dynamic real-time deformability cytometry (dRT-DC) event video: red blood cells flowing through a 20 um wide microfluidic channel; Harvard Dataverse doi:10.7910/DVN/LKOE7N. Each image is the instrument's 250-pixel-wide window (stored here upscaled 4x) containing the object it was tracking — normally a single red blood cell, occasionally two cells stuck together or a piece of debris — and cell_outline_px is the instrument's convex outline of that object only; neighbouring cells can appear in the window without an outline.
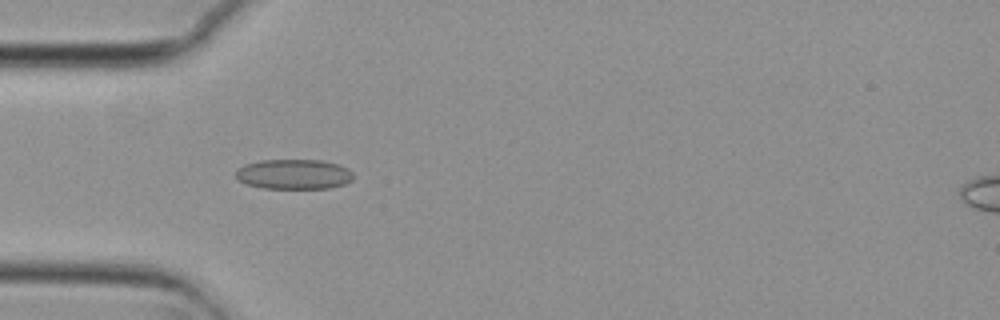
{"species": "common noctule bat (a hibernating species)", "species_latin": "Nyctalus noctula", "temperature_condition": "cold", "stored_images_in_passage": 44, "camera_frame_rate_fps": 3000, "um_per_image_px": 0.085, "animal": {"sex": "female", "body_mass_g": 29.2, "forearm_length_mm": 56.3}, "frame": {"image": 1, "passage_image": 6, "time_ms": 1.667, "image_size_px": [1000, 320], "cell_outline_px": [[352, 180], [344, 184], [328, 188], [264, 188], [248, 184], [240, 180], [236, 176], [236, 172], [244, 164], [260, 160], [320, 160], [336, 164], [348, 168], [352, 172]], "centroid_in_image_um": [24.99, 14.8], "position_along_channel_um": 60.0, "area_um2": 20.29}}
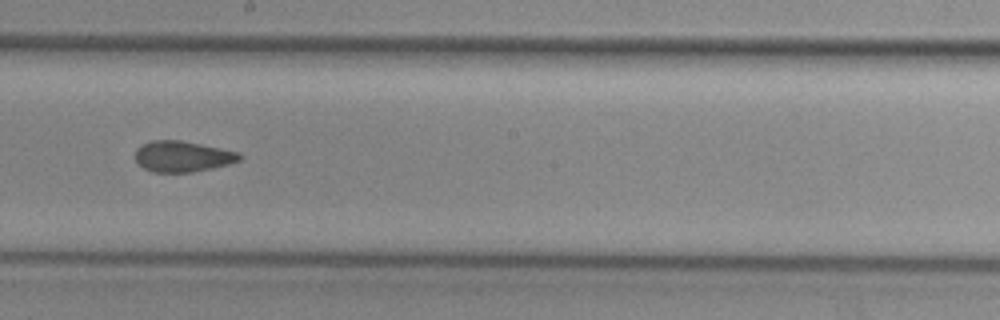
{"frame": {"image": 2, "passage_image": 20, "time_ms": 6.333, "image_size_px": [1000, 320], "cell_outline_px": [[244, 156], [240, 160], [228, 164], [212, 168], [192, 172], [152, 172], [144, 168], [136, 160], [136, 148], [152, 140], [180, 140], [240, 152]], "centroid_in_image_um": [15.54, 13.29], "position_along_channel_um": 232.7, "area_um2": 18.67}}
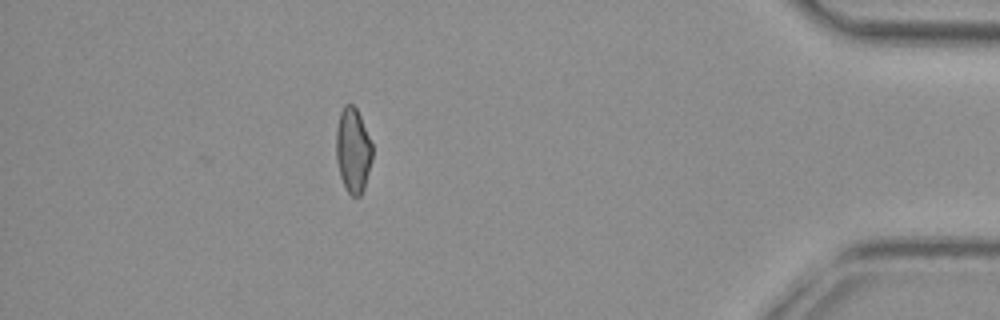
{"frame": {"image": 3, "passage_image": 38, "time_ms": 12.333, "image_size_px": [1000, 320], "cell_outline_px": [[372, 160], [364, 188], [360, 196], [352, 196], [348, 192], [340, 176], [336, 160], [336, 128], [340, 112], [344, 104], [352, 104], [356, 108], [360, 116], [372, 144]], "centroid_in_image_um": [29.99, 12.76], "position_along_channel_um": 405.2, "area_um2": 17.86}, "authors_computed_cell_mechanics": {"area_um2": 18.9584, "velocity_mm_per_s": 3.7474, "shape_relaxation_time_tau1_ms": null, "shape_relaxation_time_tau2_ms": 2.0936, "deformation_change_tau1": null, "deformation_change_tau2": 0.0662}}